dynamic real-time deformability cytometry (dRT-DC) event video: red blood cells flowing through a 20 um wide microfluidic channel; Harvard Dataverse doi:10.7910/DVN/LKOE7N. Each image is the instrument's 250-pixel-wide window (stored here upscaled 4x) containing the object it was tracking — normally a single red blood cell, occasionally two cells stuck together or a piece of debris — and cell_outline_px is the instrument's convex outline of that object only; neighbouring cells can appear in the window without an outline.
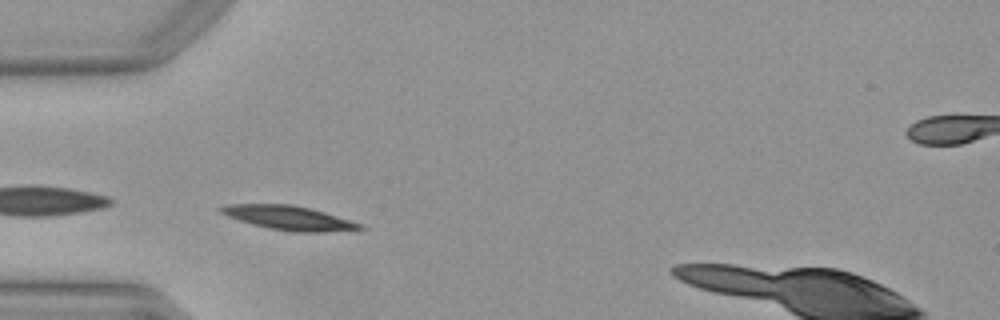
{"species": "Egyptian fruit bat (a non-hibernating species)", "species_latin": "Rousettus aegyptiacus", "temperature_condition": "warm", "stored_images_in_passage": 29, "camera_frame_rate_fps": 3000, "um_per_image_px": 0.085, "animal": {"sex": "female"}, "frame": {"image": 1, "passage_image": 1, "time_ms": 0.0, "image_size_px": [1000, 320], "cell_outline_px": [[368, 228], [328, 232], [292, 232], [268, 228], [252, 224], [228, 216], [220, 212], [216, 208], [224, 204], [292, 204], [324, 212], [364, 224]], "centroid_in_image_um": [24.56, 18.52], "position_along_channel_um": 60.4, "area_um2": 19.65}}
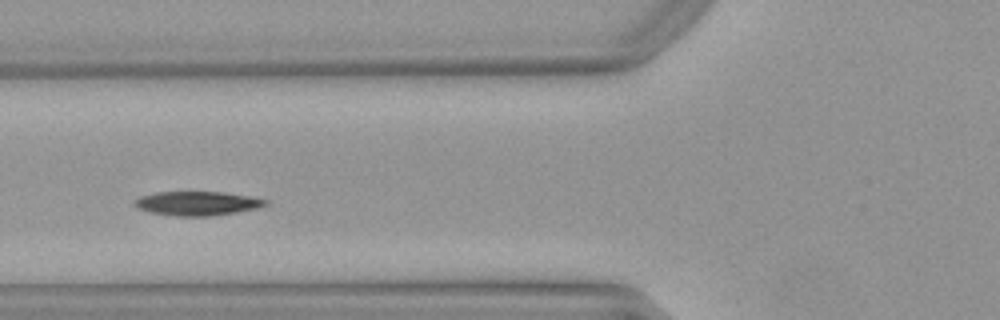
{"frame": {"image": 2, "passage_image": 5, "time_ms": 1.333, "image_size_px": [1000, 320], "cell_outline_px": [[268, 204], [256, 208], [236, 212], [212, 216], [172, 216], [148, 212], [136, 208], [132, 204], [132, 200], [140, 196], [156, 192], [224, 192], [248, 196], [268, 200]], "centroid_in_image_um": [16.68, 17.29], "position_along_channel_um": 109.1, "area_um2": 18.55}}
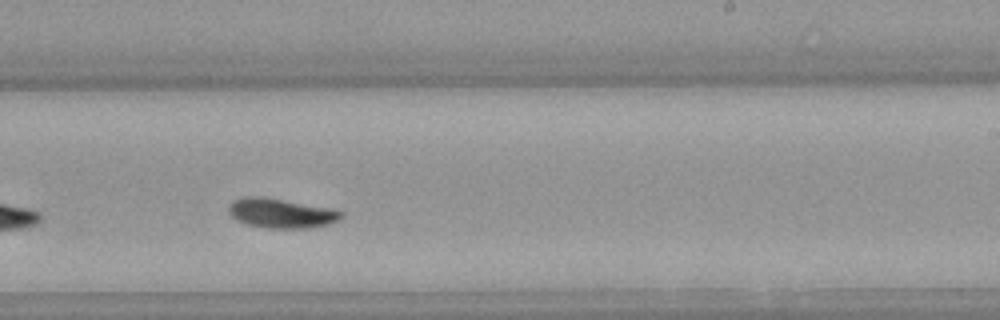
{"frame": {"image": 3, "passage_image": 17, "time_ms": 5.333, "image_size_px": [1000, 320], "cell_outline_px": [[344, 216], [340, 220], [328, 224], [308, 228], [268, 228], [248, 224], [236, 220], [228, 212], [228, 204], [232, 200], [244, 196], [260, 196], [284, 200], [328, 208], [344, 212]], "centroid_in_image_um": [23.86, 18.12], "position_along_channel_um": 265.1, "area_um2": 19.36}, "authors_computed_cell_mechanics": {"area_um2": 18.5538, "velocity_mm_per_s": 3.9174, "shape_relaxation_time_tau1_ms": 2.2676, "shape_relaxation_time_tau2_ms": null, "deformation_change_tau1": 0.1179, "deformation_change_tau2": null}}